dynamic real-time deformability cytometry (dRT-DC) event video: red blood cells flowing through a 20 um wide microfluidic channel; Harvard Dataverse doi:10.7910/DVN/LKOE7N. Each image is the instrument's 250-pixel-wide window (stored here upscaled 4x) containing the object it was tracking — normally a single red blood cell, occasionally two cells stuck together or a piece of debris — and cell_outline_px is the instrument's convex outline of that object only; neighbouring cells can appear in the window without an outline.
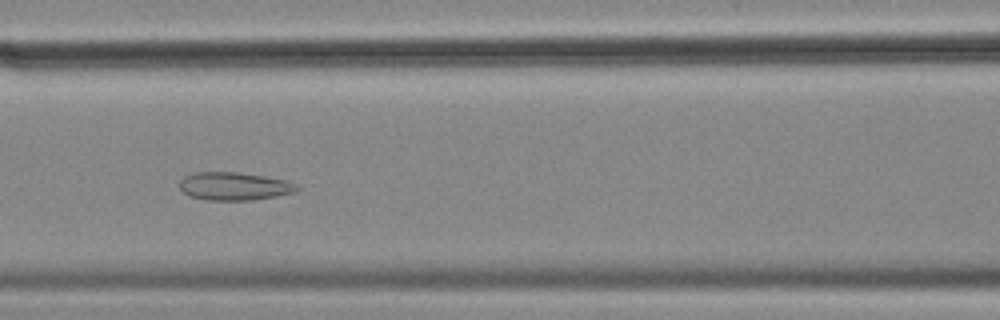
{"species": "common noctule bat (a hibernating species)", "species_latin": "Nyctalus noctula", "temperature_condition": "cold", "stored_images_in_passage": 46, "camera_frame_rate_fps": 3000, "um_per_image_px": 0.085, "animal": {"sex": "female", "body_mass_g": 18.4}, "frame": {"image": 1, "passage_image": 13, "time_ms": 4.0, "image_size_px": [1000, 320], "cell_outline_px": [[300, 188], [296, 192], [276, 196], [252, 200], [208, 200], [192, 196], [184, 192], [180, 188], [180, 180], [184, 176], [196, 172], [236, 172], [264, 176], [288, 180], [296, 184]], "centroid_in_image_um": [19.95, 15.82], "position_along_channel_um": 146.7, "area_um2": 19.13}}
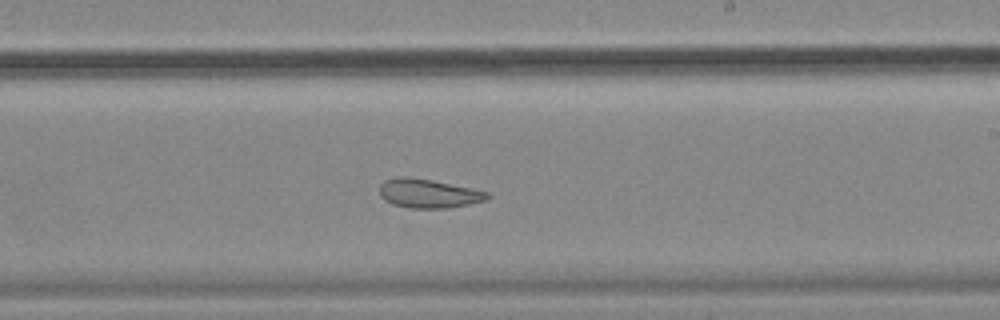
{"frame": {"image": 2, "passage_image": 22, "time_ms": 7.0, "image_size_px": [1000, 320], "cell_outline_px": [[492, 196], [484, 200], [468, 204], [448, 208], [408, 208], [392, 204], [384, 200], [380, 196], [380, 184], [384, 180], [396, 176], [404, 176], [432, 180], [472, 188], [488, 192]], "centroid_in_image_um": [36.38, 16.44], "position_along_channel_um": 252.6, "area_um2": 18.26}}
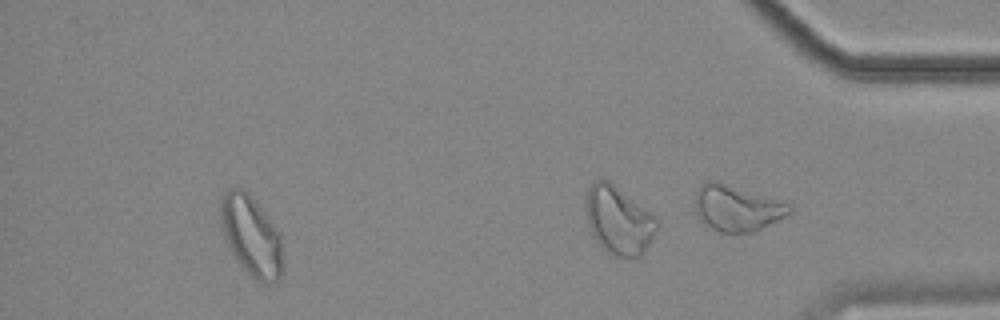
{"frame": {"image": 3, "passage_image": 41, "time_ms": 13.333, "image_size_px": [1000, 320], "cell_outline_px": [[284, 272], [276, 280], [268, 284], [264, 284], [256, 280], [240, 264], [232, 252], [228, 244], [220, 220], [220, 204], [224, 196], [228, 192], [236, 188], [240, 188], [248, 192], [280, 236]], "centroid_in_image_um": [21.38, 20.11], "position_along_channel_um": 413.8, "area_um2": 28.09}, "authors_computed_cell_mechanics": {"area_um2": 21.5016, "velocity_mm_per_s": 3.5569, "shape_relaxation_time_tau1_ms": null, "shape_relaxation_time_tau2_ms": 2.6475, "deformation_change_tau1": null, "deformation_change_tau2": 0.0811}}